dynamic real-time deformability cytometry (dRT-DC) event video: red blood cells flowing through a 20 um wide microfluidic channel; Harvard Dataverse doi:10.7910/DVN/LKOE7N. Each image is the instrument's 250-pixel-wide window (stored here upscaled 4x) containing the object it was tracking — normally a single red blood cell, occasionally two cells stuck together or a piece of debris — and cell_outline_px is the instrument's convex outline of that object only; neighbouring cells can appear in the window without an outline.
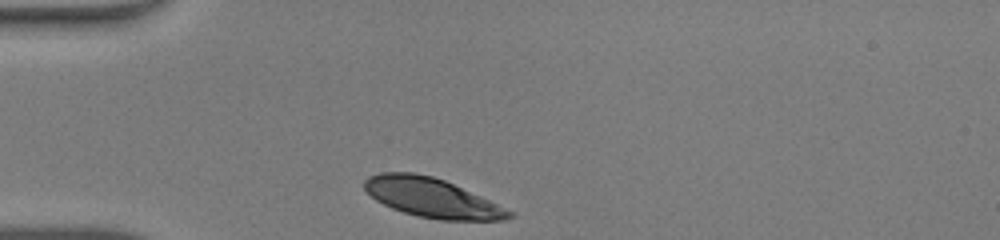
{"species": "human", "species_latin": "Homo sapiens", "temperature_condition": "warm", "stored_images_in_passage": 27, "camera_frame_rate_fps": 3000, "um_per_image_px": 0.085, "donor": {"sex": "male"}, "frame": {"image": 1, "passage_image": 1, "time_ms": 0.0, "image_size_px": [1000, 240], "cell_outline_px": [[512, 216], [504, 220], [440, 220], [420, 216], [404, 212], [392, 208], [376, 200], [364, 188], [364, 180], [368, 176], [380, 172], [412, 172], [432, 176], [444, 180], [488, 200], [512, 212]], "centroid_in_image_um": [36.65, 16.8], "position_along_channel_um": 48.4, "area_um2": 32.48}}
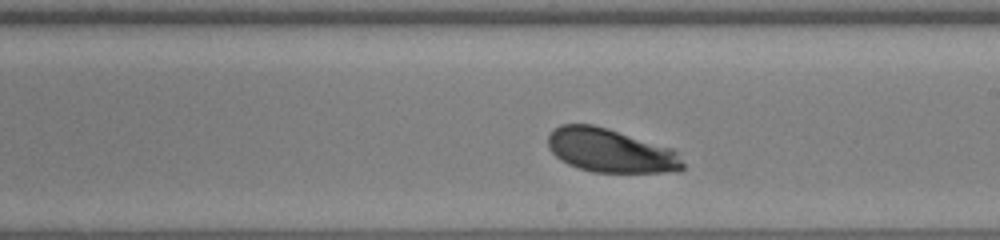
{"frame": {"image": 2, "passage_image": 16, "time_ms": 5.0, "image_size_px": [1000, 240], "cell_outline_px": [[684, 168], [680, 172], [592, 172], [568, 164], [560, 160], [548, 148], [548, 136], [552, 128], [560, 124], [592, 124], [608, 128], [672, 148], [676, 152], [684, 164]], "centroid_in_image_um": [51.87, 12.79], "position_along_channel_um": 237.1, "area_um2": 34.51}}
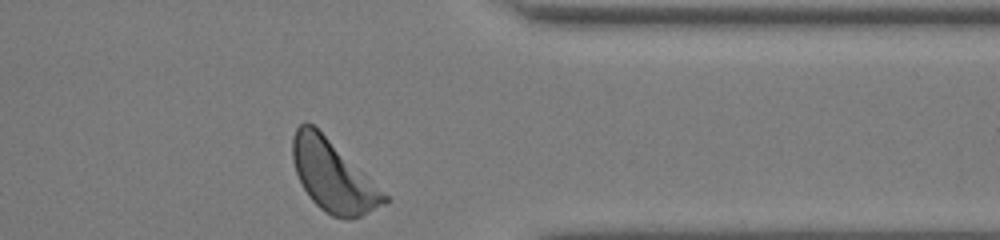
{"frame": {"image": 3, "passage_image": 27, "time_ms": 8.667, "image_size_px": [1000, 240], "cell_outline_px": [[388, 200], [384, 204], [360, 216], [348, 220], [344, 220], [332, 216], [324, 212], [308, 196], [296, 172], [292, 160], [292, 136], [296, 128], [300, 124], [312, 124], [388, 196]], "centroid_in_image_um": [28.26, 15.0], "position_along_channel_um": 383.1, "area_um2": 37.05}, "authors_computed_cell_mechanics": {"area_um2": 34.68, "velocity_mm_per_s": 4.2125, "shape_relaxation_time_tau1_ms": 0.6287, "shape_relaxation_time_tau2_ms": null, "deformation_change_tau1": 0.0804, "deformation_change_tau2": null}}